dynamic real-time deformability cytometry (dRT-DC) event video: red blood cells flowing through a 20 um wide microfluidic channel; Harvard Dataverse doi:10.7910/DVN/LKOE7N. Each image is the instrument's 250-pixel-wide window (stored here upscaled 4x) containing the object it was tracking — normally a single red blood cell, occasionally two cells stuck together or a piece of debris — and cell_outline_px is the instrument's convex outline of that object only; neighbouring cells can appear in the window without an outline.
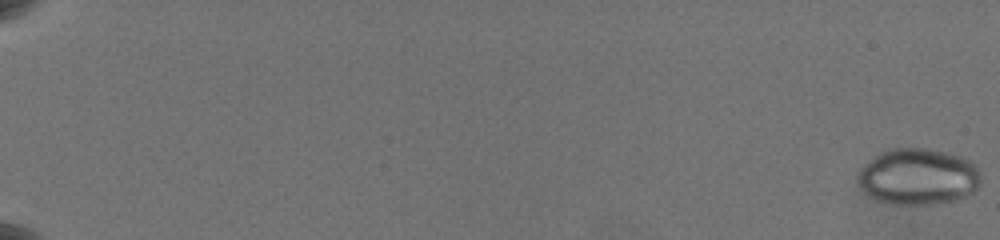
{"species": "common noctule bat (a hibernating species)", "species_latin": "Nyctalus noctula", "temperature_condition": "warm", "stored_images_in_passage": 12, "camera_frame_rate_fps": 3000, "um_per_image_px": 0.085, "animal": {"sex": "female", "body_mass_g": 19.5, "forearm_length_mm": 54.1}, "frame": {"image": 1, "passage_image": 1, "time_ms": 0.0, "image_size_px": [1000, 240], "cell_outline_px": [[980, 184], [968, 196], [956, 200], [932, 204], [896, 204], [880, 200], [864, 192], [856, 184], [856, 172], [864, 164], [880, 152], [892, 148], [928, 148], [948, 152], [960, 156], [976, 164], [980, 180]], "centroid_in_image_um": [78.01, 15.0], "position_along_channel_um": 7.0, "area_um2": 40.63}}
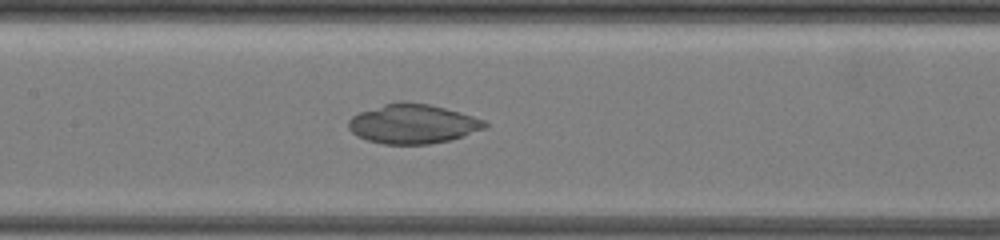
{"frame": {"image": 2, "passage_image": 12, "time_ms": 11.333, "image_size_px": [1000, 240], "cell_outline_px": [[488, 128], [452, 140], [428, 144], [384, 144], [368, 140], [356, 136], [348, 128], [348, 120], [352, 116], [360, 112], [384, 104], [400, 100], [404, 100], [428, 104], [460, 112], [484, 120], [488, 124]], "centroid_in_image_um": [35.1, 10.53], "position_along_channel_um": 172.3, "area_um2": 31.56}}